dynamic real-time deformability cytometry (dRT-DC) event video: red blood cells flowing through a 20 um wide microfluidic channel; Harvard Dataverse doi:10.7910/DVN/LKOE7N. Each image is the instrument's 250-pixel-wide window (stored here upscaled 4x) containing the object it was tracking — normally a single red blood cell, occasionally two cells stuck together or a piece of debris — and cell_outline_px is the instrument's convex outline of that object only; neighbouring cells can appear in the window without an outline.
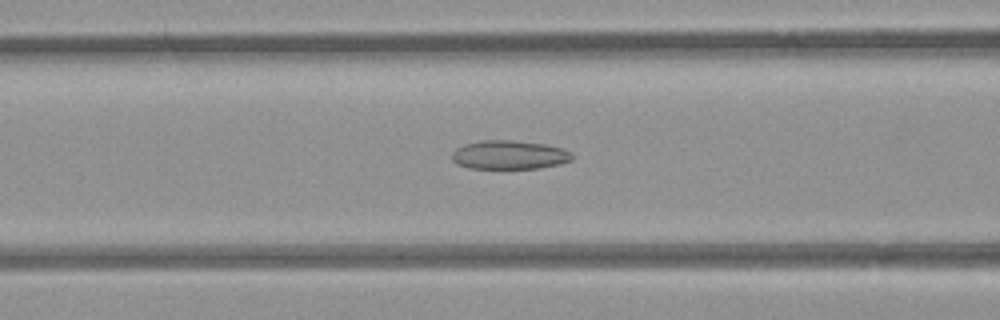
{"species": "common noctule bat (a hibernating species)", "species_latin": "Nyctalus noctula", "temperature_condition": "room temperature", "stored_images_in_passage": 37, "camera_frame_rate_fps": 3000, "um_per_image_px": 0.085, "animal": {"sex": "female", "body_mass_g": 21.9}, "frame": {"image": 1, "passage_image": 12, "time_ms": 3.667, "image_size_px": [1000, 320], "cell_outline_px": [[572, 160], [560, 164], [540, 168], [468, 168], [456, 164], [452, 160], [452, 152], [456, 148], [464, 144], [480, 140], [512, 140], [544, 144], [560, 148], [572, 152]], "centroid_in_image_um": [43.26, 13.16], "position_along_channel_um": 123.3, "area_um2": 20.23}}
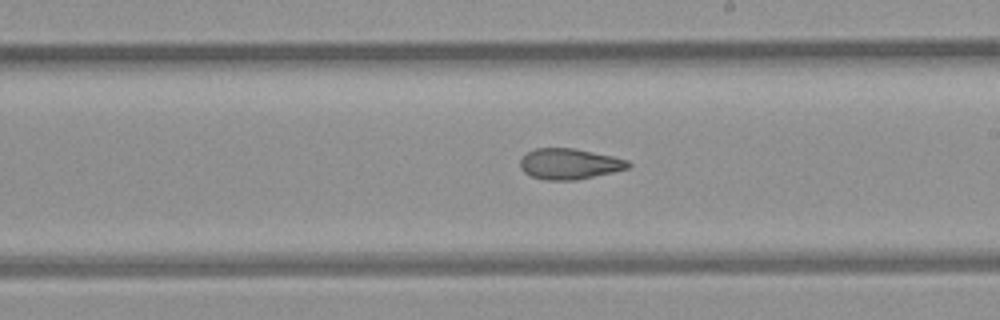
{"frame": {"image": 2, "passage_image": 21, "time_ms": 6.667, "image_size_px": [1000, 320], "cell_outline_px": [[632, 164], [628, 168], [612, 172], [576, 180], [544, 180], [532, 176], [524, 172], [520, 168], [520, 160], [528, 152], [536, 148], [572, 148], [612, 156], [628, 160]], "centroid_in_image_um": [48.39, 13.93], "position_along_channel_um": 240.6, "area_um2": 19.19}}
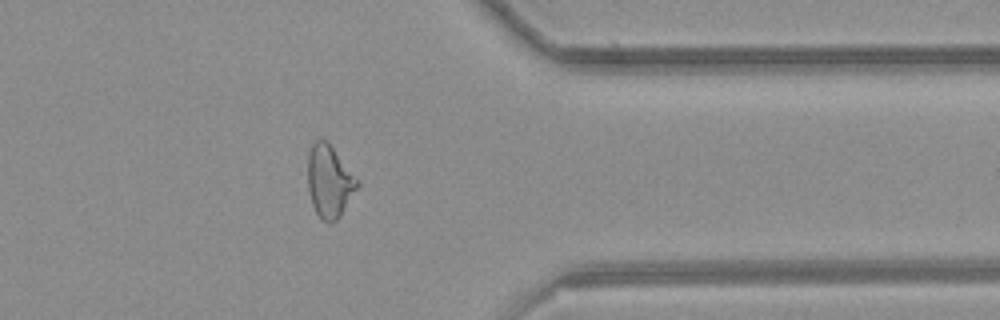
{"frame": {"image": 3, "passage_image": 33, "time_ms": 10.667, "image_size_px": [1000, 320], "cell_outline_px": [[360, 184], [340, 216], [336, 220], [328, 224], [320, 220], [312, 204], [308, 188], [308, 152], [312, 144], [316, 140], [324, 140], [332, 148]], "centroid_in_image_um": [27.96, 15.47], "position_along_channel_um": 383.4, "area_um2": 20.4}, "authors_computed_cell_mechanics": {"area_um2": 20.3456, "velocity_mm_per_s": 3.9091, "shape_relaxation_time_tau1_ms": null, "shape_relaxation_time_tau2_ms": 2.0847, "deformation_change_tau1": null, "deformation_change_tau2": 0.0886}}